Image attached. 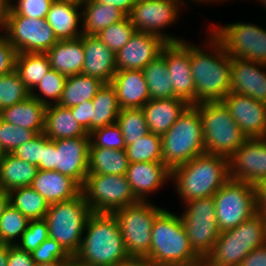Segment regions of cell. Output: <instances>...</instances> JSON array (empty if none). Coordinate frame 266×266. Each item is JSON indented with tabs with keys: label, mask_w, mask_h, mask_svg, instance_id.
<instances>
[{
	"label": "cell",
	"mask_w": 266,
	"mask_h": 266,
	"mask_svg": "<svg viewBox=\"0 0 266 266\" xmlns=\"http://www.w3.org/2000/svg\"><path fill=\"white\" fill-rule=\"evenodd\" d=\"M205 48L190 44V65L195 86V104L222 101L231 92L232 58L209 34ZM210 43V44H209ZM214 53V54H213Z\"/></svg>",
	"instance_id": "obj_1"
},
{
	"label": "cell",
	"mask_w": 266,
	"mask_h": 266,
	"mask_svg": "<svg viewBox=\"0 0 266 266\" xmlns=\"http://www.w3.org/2000/svg\"><path fill=\"white\" fill-rule=\"evenodd\" d=\"M172 179L184 203L214 196L230 179L229 158L204 153L173 168Z\"/></svg>",
	"instance_id": "obj_2"
},
{
	"label": "cell",
	"mask_w": 266,
	"mask_h": 266,
	"mask_svg": "<svg viewBox=\"0 0 266 266\" xmlns=\"http://www.w3.org/2000/svg\"><path fill=\"white\" fill-rule=\"evenodd\" d=\"M85 228L86 235L75 255L80 262L90 266H114L130 257L112 213H92Z\"/></svg>",
	"instance_id": "obj_3"
},
{
	"label": "cell",
	"mask_w": 266,
	"mask_h": 266,
	"mask_svg": "<svg viewBox=\"0 0 266 266\" xmlns=\"http://www.w3.org/2000/svg\"><path fill=\"white\" fill-rule=\"evenodd\" d=\"M146 258L154 266L186 265L201 260L190 246L181 217L166 209L154 220Z\"/></svg>",
	"instance_id": "obj_4"
},
{
	"label": "cell",
	"mask_w": 266,
	"mask_h": 266,
	"mask_svg": "<svg viewBox=\"0 0 266 266\" xmlns=\"http://www.w3.org/2000/svg\"><path fill=\"white\" fill-rule=\"evenodd\" d=\"M162 162L170 169L205 152L202 120L196 105H189L161 137Z\"/></svg>",
	"instance_id": "obj_5"
},
{
	"label": "cell",
	"mask_w": 266,
	"mask_h": 266,
	"mask_svg": "<svg viewBox=\"0 0 266 266\" xmlns=\"http://www.w3.org/2000/svg\"><path fill=\"white\" fill-rule=\"evenodd\" d=\"M92 213L82 192L73 199L50 204L44 218L49 237L55 239L70 256H75Z\"/></svg>",
	"instance_id": "obj_6"
},
{
	"label": "cell",
	"mask_w": 266,
	"mask_h": 266,
	"mask_svg": "<svg viewBox=\"0 0 266 266\" xmlns=\"http://www.w3.org/2000/svg\"><path fill=\"white\" fill-rule=\"evenodd\" d=\"M264 244V223L257 212L237 227L221 232L204 260L212 266H239L249 252Z\"/></svg>",
	"instance_id": "obj_7"
},
{
	"label": "cell",
	"mask_w": 266,
	"mask_h": 266,
	"mask_svg": "<svg viewBox=\"0 0 266 266\" xmlns=\"http://www.w3.org/2000/svg\"><path fill=\"white\" fill-rule=\"evenodd\" d=\"M195 105L202 120L205 152L229 158L247 137L222 101Z\"/></svg>",
	"instance_id": "obj_8"
},
{
	"label": "cell",
	"mask_w": 266,
	"mask_h": 266,
	"mask_svg": "<svg viewBox=\"0 0 266 266\" xmlns=\"http://www.w3.org/2000/svg\"><path fill=\"white\" fill-rule=\"evenodd\" d=\"M163 208L138 201L112 212L123 236L130 257H147L150 252L154 220Z\"/></svg>",
	"instance_id": "obj_9"
},
{
	"label": "cell",
	"mask_w": 266,
	"mask_h": 266,
	"mask_svg": "<svg viewBox=\"0 0 266 266\" xmlns=\"http://www.w3.org/2000/svg\"><path fill=\"white\" fill-rule=\"evenodd\" d=\"M220 232L233 229L257 213L256 186L229 179L213 196Z\"/></svg>",
	"instance_id": "obj_10"
},
{
	"label": "cell",
	"mask_w": 266,
	"mask_h": 266,
	"mask_svg": "<svg viewBox=\"0 0 266 266\" xmlns=\"http://www.w3.org/2000/svg\"><path fill=\"white\" fill-rule=\"evenodd\" d=\"M81 192L93 213H112L139 201L126 175L88 174Z\"/></svg>",
	"instance_id": "obj_11"
},
{
	"label": "cell",
	"mask_w": 266,
	"mask_h": 266,
	"mask_svg": "<svg viewBox=\"0 0 266 266\" xmlns=\"http://www.w3.org/2000/svg\"><path fill=\"white\" fill-rule=\"evenodd\" d=\"M210 34L231 58L266 65V30L249 23H232L212 27Z\"/></svg>",
	"instance_id": "obj_12"
},
{
	"label": "cell",
	"mask_w": 266,
	"mask_h": 266,
	"mask_svg": "<svg viewBox=\"0 0 266 266\" xmlns=\"http://www.w3.org/2000/svg\"><path fill=\"white\" fill-rule=\"evenodd\" d=\"M181 221L192 250L205 259L212 251L220 230L217 226L213 196L186 203Z\"/></svg>",
	"instance_id": "obj_13"
},
{
	"label": "cell",
	"mask_w": 266,
	"mask_h": 266,
	"mask_svg": "<svg viewBox=\"0 0 266 266\" xmlns=\"http://www.w3.org/2000/svg\"><path fill=\"white\" fill-rule=\"evenodd\" d=\"M2 30L18 53H46L58 42L46 19L8 15Z\"/></svg>",
	"instance_id": "obj_14"
},
{
	"label": "cell",
	"mask_w": 266,
	"mask_h": 266,
	"mask_svg": "<svg viewBox=\"0 0 266 266\" xmlns=\"http://www.w3.org/2000/svg\"><path fill=\"white\" fill-rule=\"evenodd\" d=\"M180 5L183 3L178 0H137L129 17L136 31L158 35L166 42H180L183 40L160 31L178 20Z\"/></svg>",
	"instance_id": "obj_15"
},
{
	"label": "cell",
	"mask_w": 266,
	"mask_h": 266,
	"mask_svg": "<svg viewBox=\"0 0 266 266\" xmlns=\"http://www.w3.org/2000/svg\"><path fill=\"white\" fill-rule=\"evenodd\" d=\"M230 179L257 186L266 180V139L247 138L229 157Z\"/></svg>",
	"instance_id": "obj_16"
},
{
	"label": "cell",
	"mask_w": 266,
	"mask_h": 266,
	"mask_svg": "<svg viewBox=\"0 0 266 266\" xmlns=\"http://www.w3.org/2000/svg\"><path fill=\"white\" fill-rule=\"evenodd\" d=\"M165 61L174 97L195 105V86L190 65V44L183 41L165 44Z\"/></svg>",
	"instance_id": "obj_17"
},
{
	"label": "cell",
	"mask_w": 266,
	"mask_h": 266,
	"mask_svg": "<svg viewBox=\"0 0 266 266\" xmlns=\"http://www.w3.org/2000/svg\"><path fill=\"white\" fill-rule=\"evenodd\" d=\"M222 102L247 138L265 137L266 103L232 92Z\"/></svg>",
	"instance_id": "obj_18"
},
{
	"label": "cell",
	"mask_w": 266,
	"mask_h": 266,
	"mask_svg": "<svg viewBox=\"0 0 266 266\" xmlns=\"http://www.w3.org/2000/svg\"><path fill=\"white\" fill-rule=\"evenodd\" d=\"M55 144V170L74 179L81 187L88 175L90 137L52 141Z\"/></svg>",
	"instance_id": "obj_19"
},
{
	"label": "cell",
	"mask_w": 266,
	"mask_h": 266,
	"mask_svg": "<svg viewBox=\"0 0 266 266\" xmlns=\"http://www.w3.org/2000/svg\"><path fill=\"white\" fill-rule=\"evenodd\" d=\"M167 42L158 35L135 31L116 54V71L143 70L160 55Z\"/></svg>",
	"instance_id": "obj_20"
},
{
	"label": "cell",
	"mask_w": 266,
	"mask_h": 266,
	"mask_svg": "<svg viewBox=\"0 0 266 266\" xmlns=\"http://www.w3.org/2000/svg\"><path fill=\"white\" fill-rule=\"evenodd\" d=\"M265 64L232 58L231 92L266 103ZM265 71V72H264Z\"/></svg>",
	"instance_id": "obj_21"
},
{
	"label": "cell",
	"mask_w": 266,
	"mask_h": 266,
	"mask_svg": "<svg viewBox=\"0 0 266 266\" xmlns=\"http://www.w3.org/2000/svg\"><path fill=\"white\" fill-rule=\"evenodd\" d=\"M84 65L82 74L111 83L116 71V55L96 35L82 34Z\"/></svg>",
	"instance_id": "obj_22"
},
{
	"label": "cell",
	"mask_w": 266,
	"mask_h": 266,
	"mask_svg": "<svg viewBox=\"0 0 266 266\" xmlns=\"http://www.w3.org/2000/svg\"><path fill=\"white\" fill-rule=\"evenodd\" d=\"M125 175L135 197L146 201V194L158 190L171 178V170L163 162H137L129 163Z\"/></svg>",
	"instance_id": "obj_23"
},
{
	"label": "cell",
	"mask_w": 266,
	"mask_h": 266,
	"mask_svg": "<svg viewBox=\"0 0 266 266\" xmlns=\"http://www.w3.org/2000/svg\"><path fill=\"white\" fill-rule=\"evenodd\" d=\"M80 8H82L80 0H54L51 3L45 19L58 41L81 37L83 32L78 28L82 22Z\"/></svg>",
	"instance_id": "obj_24"
},
{
	"label": "cell",
	"mask_w": 266,
	"mask_h": 266,
	"mask_svg": "<svg viewBox=\"0 0 266 266\" xmlns=\"http://www.w3.org/2000/svg\"><path fill=\"white\" fill-rule=\"evenodd\" d=\"M111 84L116 89L121 109L142 108L150 100L142 70L117 71Z\"/></svg>",
	"instance_id": "obj_25"
},
{
	"label": "cell",
	"mask_w": 266,
	"mask_h": 266,
	"mask_svg": "<svg viewBox=\"0 0 266 266\" xmlns=\"http://www.w3.org/2000/svg\"><path fill=\"white\" fill-rule=\"evenodd\" d=\"M31 187L44 197L49 205L73 199L82 189L74 179L56 170H38Z\"/></svg>",
	"instance_id": "obj_26"
},
{
	"label": "cell",
	"mask_w": 266,
	"mask_h": 266,
	"mask_svg": "<svg viewBox=\"0 0 266 266\" xmlns=\"http://www.w3.org/2000/svg\"><path fill=\"white\" fill-rule=\"evenodd\" d=\"M189 105L175 97L150 99L142 107L149 132L162 137Z\"/></svg>",
	"instance_id": "obj_27"
},
{
	"label": "cell",
	"mask_w": 266,
	"mask_h": 266,
	"mask_svg": "<svg viewBox=\"0 0 266 266\" xmlns=\"http://www.w3.org/2000/svg\"><path fill=\"white\" fill-rule=\"evenodd\" d=\"M51 69L60 74L73 76L82 73L85 55L81 37L72 40H59L46 52Z\"/></svg>",
	"instance_id": "obj_28"
},
{
	"label": "cell",
	"mask_w": 266,
	"mask_h": 266,
	"mask_svg": "<svg viewBox=\"0 0 266 266\" xmlns=\"http://www.w3.org/2000/svg\"><path fill=\"white\" fill-rule=\"evenodd\" d=\"M45 110L46 106L43 103L29 96L26 100L0 111V118L17 127L40 134L44 131Z\"/></svg>",
	"instance_id": "obj_29"
},
{
	"label": "cell",
	"mask_w": 266,
	"mask_h": 266,
	"mask_svg": "<svg viewBox=\"0 0 266 266\" xmlns=\"http://www.w3.org/2000/svg\"><path fill=\"white\" fill-rule=\"evenodd\" d=\"M43 133L52 141L74 137H89V134L74 118L71 109L58 104L46 106Z\"/></svg>",
	"instance_id": "obj_30"
},
{
	"label": "cell",
	"mask_w": 266,
	"mask_h": 266,
	"mask_svg": "<svg viewBox=\"0 0 266 266\" xmlns=\"http://www.w3.org/2000/svg\"><path fill=\"white\" fill-rule=\"evenodd\" d=\"M37 171V166L12 153H6L0 161V189L10 192L17 188L31 186Z\"/></svg>",
	"instance_id": "obj_31"
},
{
	"label": "cell",
	"mask_w": 266,
	"mask_h": 266,
	"mask_svg": "<svg viewBox=\"0 0 266 266\" xmlns=\"http://www.w3.org/2000/svg\"><path fill=\"white\" fill-rule=\"evenodd\" d=\"M82 24L85 35H97L104 28L122 20L126 15L117 7L97 3L93 0H80Z\"/></svg>",
	"instance_id": "obj_32"
},
{
	"label": "cell",
	"mask_w": 266,
	"mask_h": 266,
	"mask_svg": "<svg viewBox=\"0 0 266 266\" xmlns=\"http://www.w3.org/2000/svg\"><path fill=\"white\" fill-rule=\"evenodd\" d=\"M103 84L100 79L82 73L68 76L58 105L71 108L93 100Z\"/></svg>",
	"instance_id": "obj_33"
},
{
	"label": "cell",
	"mask_w": 266,
	"mask_h": 266,
	"mask_svg": "<svg viewBox=\"0 0 266 266\" xmlns=\"http://www.w3.org/2000/svg\"><path fill=\"white\" fill-rule=\"evenodd\" d=\"M128 166L125 150L89 148L88 174L125 175Z\"/></svg>",
	"instance_id": "obj_34"
},
{
	"label": "cell",
	"mask_w": 266,
	"mask_h": 266,
	"mask_svg": "<svg viewBox=\"0 0 266 266\" xmlns=\"http://www.w3.org/2000/svg\"><path fill=\"white\" fill-rule=\"evenodd\" d=\"M142 72L147 83L150 99L174 97L172 81L165 61V45L160 55L151 61Z\"/></svg>",
	"instance_id": "obj_35"
},
{
	"label": "cell",
	"mask_w": 266,
	"mask_h": 266,
	"mask_svg": "<svg viewBox=\"0 0 266 266\" xmlns=\"http://www.w3.org/2000/svg\"><path fill=\"white\" fill-rule=\"evenodd\" d=\"M93 130L117 123L121 111L117 92L111 83H104L92 100Z\"/></svg>",
	"instance_id": "obj_36"
},
{
	"label": "cell",
	"mask_w": 266,
	"mask_h": 266,
	"mask_svg": "<svg viewBox=\"0 0 266 266\" xmlns=\"http://www.w3.org/2000/svg\"><path fill=\"white\" fill-rule=\"evenodd\" d=\"M51 69L46 53H18L15 71L31 92Z\"/></svg>",
	"instance_id": "obj_37"
},
{
	"label": "cell",
	"mask_w": 266,
	"mask_h": 266,
	"mask_svg": "<svg viewBox=\"0 0 266 266\" xmlns=\"http://www.w3.org/2000/svg\"><path fill=\"white\" fill-rule=\"evenodd\" d=\"M9 203L29 220L44 219L49 208L45 198L31 186L10 191Z\"/></svg>",
	"instance_id": "obj_38"
},
{
	"label": "cell",
	"mask_w": 266,
	"mask_h": 266,
	"mask_svg": "<svg viewBox=\"0 0 266 266\" xmlns=\"http://www.w3.org/2000/svg\"><path fill=\"white\" fill-rule=\"evenodd\" d=\"M129 163L162 162L161 136L149 132L125 148Z\"/></svg>",
	"instance_id": "obj_39"
},
{
	"label": "cell",
	"mask_w": 266,
	"mask_h": 266,
	"mask_svg": "<svg viewBox=\"0 0 266 266\" xmlns=\"http://www.w3.org/2000/svg\"><path fill=\"white\" fill-rule=\"evenodd\" d=\"M117 124L121 128L126 146L136 143V140L149 133L142 108L121 109L117 118Z\"/></svg>",
	"instance_id": "obj_40"
},
{
	"label": "cell",
	"mask_w": 266,
	"mask_h": 266,
	"mask_svg": "<svg viewBox=\"0 0 266 266\" xmlns=\"http://www.w3.org/2000/svg\"><path fill=\"white\" fill-rule=\"evenodd\" d=\"M29 221L27 217L9 203L0 217V243L16 245L17 240L15 238L20 237V241Z\"/></svg>",
	"instance_id": "obj_41"
},
{
	"label": "cell",
	"mask_w": 266,
	"mask_h": 266,
	"mask_svg": "<svg viewBox=\"0 0 266 266\" xmlns=\"http://www.w3.org/2000/svg\"><path fill=\"white\" fill-rule=\"evenodd\" d=\"M136 29L129 16L101 30L96 37L100 39L116 55L131 39Z\"/></svg>",
	"instance_id": "obj_42"
},
{
	"label": "cell",
	"mask_w": 266,
	"mask_h": 266,
	"mask_svg": "<svg viewBox=\"0 0 266 266\" xmlns=\"http://www.w3.org/2000/svg\"><path fill=\"white\" fill-rule=\"evenodd\" d=\"M29 96L30 91L15 70L0 76V111L26 100Z\"/></svg>",
	"instance_id": "obj_43"
},
{
	"label": "cell",
	"mask_w": 266,
	"mask_h": 266,
	"mask_svg": "<svg viewBox=\"0 0 266 266\" xmlns=\"http://www.w3.org/2000/svg\"><path fill=\"white\" fill-rule=\"evenodd\" d=\"M66 79L67 77L65 75L50 69L42 78L40 83L35 87V89L38 88V91L41 92L40 95L36 94L35 91L32 90L30 92V96L38 99L45 106L51 105L53 103L58 104L64 90ZM48 98L51 101H54L49 102Z\"/></svg>",
	"instance_id": "obj_44"
},
{
	"label": "cell",
	"mask_w": 266,
	"mask_h": 266,
	"mask_svg": "<svg viewBox=\"0 0 266 266\" xmlns=\"http://www.w3.org/2000/svg\"><path fill=\"white\" fill-rule=\"evenodd\" d=\"M89 148H108L125 150V140L120 126L117 123L106 125L89 133Z\"/></svg>",
	"instance_id": "obj_45"
},
{
	"label": "cell",
	"mask_w": 266,
	"mask_h": 266,
	"mask_svg": "<svg viewBox=\"0 0 266 266\" xmlns=\"http://www.w3.org/2000/svg\"><path fill=\"white\" fill-rule=\"evenodd\" d=\"M36 135L33 130L17 127L0 118V145L5 153H12Z\"/></svg>",
	"instance_id": "obj_46"
},
{
	"label": "cell",
	"mask_w": 266,
	"mask_h": 266,
	"mask_svg": "<svg viewBox=\"0 0 266 266\" xmlns=\"http://www.w3.org/2000/svg\"><path fill=\"white\" fill-rule=\"evenodd\" d=\"M49 237L48 224L45 219L30 220L17 246L29 253L33 252Z\"/></svg>",
	"instance_id": "obj_47"
},
{
	"label": "cell",
	"mask_w": 266,
	"mask_h": 266,
	"mask_svg": "<svg viewBox=\"0 0 266 266\" xmlns=\"http://www.w3.org/2000/svg\"><path fill=\"white\" fill-rule=\"evenodd\" d=\"M35 263H47L59 260H68L71 256L53 238L48 237L39 247L31 252Z\"/></svg>",
	"instance_id": "obj_48"
},
{
	"label": "cell",
	"mask_w": 266,
	"mask_h": 266,
	"mask_svg": "<svg viewBox=\"0 0 266 266\" xmlns=\"http://www.w3.org/2000/svg\"><path fill=\"white\" fill-rule=\"evenodd\" d=\"M54 0H17L11 5L9 15H21L36 19H45Z\"/></svg>",
	"instance_id": "obj_49"
},
{
	"label": "cell",
	"mask_w": 266,
	"mask_h": 266,
	"mask_svg": "<svg viewBox=\"0 0 266 266\" xmlns=\"http://www.w3.org/2000/svg\"><path fill=\"white\" fill-rule=\"evenodd\" d=\"M43 133L37 134L33 139L17 147L12 154L35 166L42 160Z\"/></svg>",
	"instance_id": "obj_50"
},
{
	"label": "cell",
	"mask_w": 266,
	"mask_h": 266,
	"mask_svg": "<svg viewBox=\"0 0 266 266\" xmlns=\"http://www.w3.org/2000/svg\"><path fill=\"white\" fill-rule=\"evenodd\" d=\"M17 54L18 52L8 39L3 34H0V76L15 70Z\"/></svg>",
	"instance_id": "obj_51"
},
{
	"label": "cell",
	"mask_w": 266,
	"mask_h": 266,
	"mask_svg": "<svg viewBox=\"0 0 266 266\" xmlns=\"http://www.w3.org/2000/svg\"><path fill=\"white\" fill-rule=\"evenodd\" d=\"M71 112L78 124L89 134L93 131V110L92 100L71 107Z\"/></svg>",
	"instance_id": "obj_52"
},
{
	"label": "cell",
	"mask_w": 266,
	"mask_h": 266,
	"mask_svg": "<svg viewBox=\"0 0 266 266\" xmlns=\"http://www.w3.org/2000/svg\"><path fill=\"white\" fill-rule=\"evenodd\" d=\"M38 170H55V144L43 133L42 160Z\"/></svg>",
	"instance_id": "obj_53"
},
{
	"label": "cell",
	"mask_w": 266,
	"mask_h": 266,
	"mask_svg": "<svg viewBox=\"0 0 266 266\" xmlns=\"http://www.w3.org/2000/svg\"><path fill=\"white\" fill-rule=\"evenodd\" d=\"M31 253L21 250L17 245H9L7 266H34Z\"/></svg>",
	"instance_id": "obj_54"
},
{
	"label": "cell",
	"mask_w": 266,
	"mask_h": 266,
	"mask_svg": "<svg viewBox=\"0 0 266 266\" xmlns=\"http://www.w3.org/2000/svg\"><path fill=\"white\" fill-rule=\"evenodd\" d=\"M239 266H266V244L249 252Z\"/></svg>",
	"instance_id": "obj_55"
},
{
	"label": "cell",
	"mask_w": 266,
	"mask_h": 266,
	"mask_svg": "<svg viewBox=\"0 0 266 266\" xmlns=\"http://www.w3.org/2000/svg\"><path fill=\"white\" fill-rule=\"evenodd\" d=\"M93 1L117 7L126 16H129L131 14L132 9L137 2V0H93Z\"/></svg>",
	"instance_id": "obj_56"
},
{
	"label": "cell",
	"mask_w": 266,
	"mask_h": 266,
	"mask_svg": "<svg viewBox=\"0 0 266 266\" xmlns=\"http://www.w3.org/2000/svg\"><path fill=\"white\" fill-rule=\"evenodd\" d=\"M114 266H154L146 257H129Z\"/></svg>",
	"instance_id": "obj_57"
},
{
	"label": "cell",
	"mask_w": 266,
	"mask_h": 266,
	"mask_svg": "<svg viewBox=\"0 0 266 266\" xmlns=\"http://www.w3.org/2000/svg\"><path fill=\"white\" fill-rule=\"evenodd\" d=\"M257 208H266V180L256 186Z\"/></svg>",
	"instance_id": "obj_58"
},
{
	"label": "cell",
	"mask_w": 266,
	"mask_h": 266,
	"mask_svg": "<svg viewBox=\"0 0 266 266\" xmlns=\"http://www.w3.org/2000/svg\"><path fill=\"white\" fill-rule=\"evenodd\" d=\"M12 3L8 0H0V28L3 29L7 20V17L11 11Z\"/></svg>",
	"instance_id": "obj_59"
},
{
	"label": "cell",
	"mask_w": 266,
	"mask_h": 266,
	"mask_svg": "<svg viewBox=\"0 0 266 266\" xmlns=\"http://www.w3.org/2000/svg\"><path fill=\"white\" fill-rule=\"evenodd\" d=\"M9 244L0 243V266H7Z\"/></svg>",
	"instance_id": "obj_60"
},
{
	"label": "cell",
	"mask_w": 266,
	"mask_h": 266,
	"mask_svg": "<svg viewBox=\"0 0 266 266\" xmlns=\"http://www.w3.org/2000/svg\"><path fill=\"white\" fill-rule=\"evenodd\" d=\"M9 204V192L0 189V217Z\"/></svg>",
	"instance_id": "obj_61"
},
{
	"label": "cell",
	"mask_w": 266,
	"mask_h": 266,
	"mask_svg": "<svg viewBox=\"0 0 266 266\" xmlns=\"http://www.w3.org/2000/svg\"><path fill=\"white\" fill-rule=\"evenodd\" d=\"M65 266H90V265L80 262L75 256H71L68 260H66Z\"/></svg>",
	"instance_id": "obj_62"
},
{
	"label": "cell",
	"mask_w": 266,
	"mask_h": 266,
	"mask_svg": "<svg viewBox=\"0 0 266 266\" xmlns=\"http://www.w3.org/2000/svg\"><path fill=\"white\" fill-rule=\"evenodd\" d=\"M66 260H59L47 263H35L34 266H65Z\"/></svg>",
	"instance_id": "obj_63"
},
{
	"label": "cell",
	"mask_w": 266,
	"mask_h": 266,
	"mask_svg": "<svg viewBox=\"0 0 266 266\" xmlns=\"http://www.w3.org/2000/svg\"><path fill=\"white\" fill-rule=\"evenodd\" d=\"M257 212L261 216L263 223H264V229H265V235H266V208H257Z\"/></svg>",
	"instance_id": "obj_64"
},
{
	"label": "cell",
	"mask_w": 266,
	"mask_h": 266,
	"mask_svg": "<svg viewBox=\"0 0 266 266\" xmlns=\"http://www.w3.org/2000/svg\"><path fill=\"white\" fill-rule=\"evenodd\" d=\"M170 266H200V260L191 264L186 265H170Z\"/></svg>",
	"instance_id": "obj_65"
},
{
	"label": "cell",
	"mask_w": 266,
	"mask_h": 266,
	"mask_svg": "<svg viewBox=\"0 0 266 266\" xmlns=\"http://www.w3.org/2000/svg\"><path fill=\"white\" fill-rule=\"evenodd\" d=\"M178 1H180L181 3L184 4V2H183L184 0H178ZM192 1H193V2H194V1H197V2H198V1H199L200 3H201V2H202V3H204V2L209 3V1L211 2V1H215V0H192ZM216 1H217V0H216ZM218 1H219V0H218Z\"/></svg>",
	"instance_id": "obj_66"
},
{
	"label": "cell",
	"mask_w": 266,
	"mask_h": 266,
	"mask_svg": "<svg viewBox=\"0 0 266 266\" xmlns=\"http://www.w3.org/2000/svg\"><path fill=\"white\" fill-rule=\"evenodd\" d=\"M200 266H212V265H210L206 260L201 259L200 260Z\"/></svg>",
	"instance_id": "obj_67"
},
{
	"label": "cell",
	"mask_w": 266,
	"mask_h": 266,
	"mask_svg": "<svg viewBox=\"0 0 266 266\" xmlns=\"http://www.w3.org/2000/svg\"><path fill=\"white\" fill-rule=\"evenodd\" d=\"M5 152L4 150L2 149L1 145H0V161L3 159V157L5 156Z\"/></svg>",
	"instance_id": "obj_68"
}]
</instances>
